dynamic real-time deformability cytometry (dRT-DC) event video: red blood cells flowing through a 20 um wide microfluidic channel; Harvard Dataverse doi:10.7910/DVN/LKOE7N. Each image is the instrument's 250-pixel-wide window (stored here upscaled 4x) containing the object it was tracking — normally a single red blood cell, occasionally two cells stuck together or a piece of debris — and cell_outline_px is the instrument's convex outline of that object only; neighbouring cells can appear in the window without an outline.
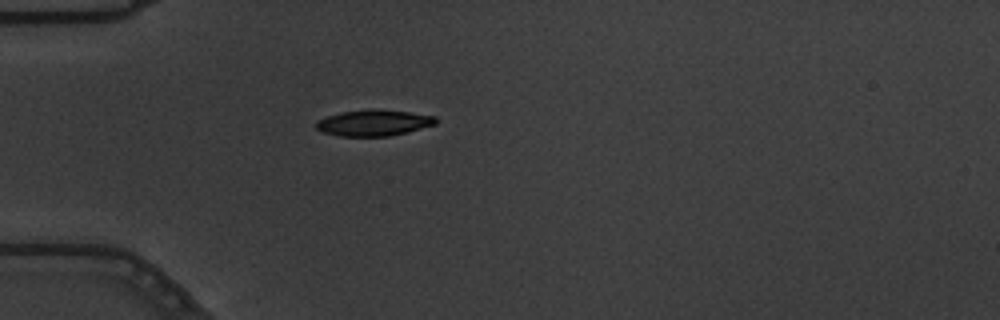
{"species": "common noctule bat (a hibernating species)", "species_latin": "Nyctalus noctula", "temperature_condition": "warm", "stored_images_in_passage": 41, "camera_frame_rate_fps": 3000, "um_per_image_px": 0.085, "animal": {"sex": "male", "body_mass_g": 19.5, "forearm_length_mm": 54.6}, "frame": {"image": 1, "passage_image": 2, "time_ms": 0.333, "image_size_px": [1000, 320], "cell_outline_px": [[436, 124], [408, 132], [388, 136], [340, 136], [324, 132], [316, 128], [316, 120], [340, 112], [408, 112], [436, 116]], "centroid_in_image_um": [31.76, 10.49], "position_along_channel_um": 53.2, "area_um2": 17.22}}
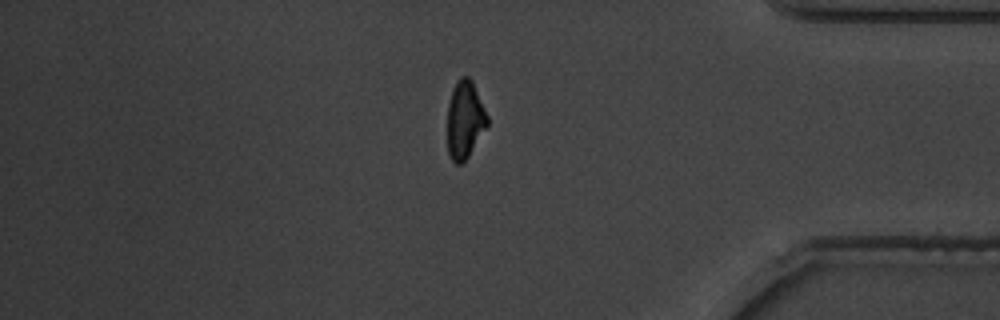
{"frame": {"image": 2, "passage_image": 33, "time_ms": 10.667, "image_size_px": [1000, 320], "cell_outline_px": [[488, 124], [468, 156], [460, 164], [456, 164], [452, 160], [448, 152], [448, 104], [452, 88], [456, 80], [460, 76], [468, 76], [472, 80], [488, 116]], "centroid_in_image_um": [39.5, 10.13], "position_along_channel_um": 395.7, "area_um2": 17.98}}
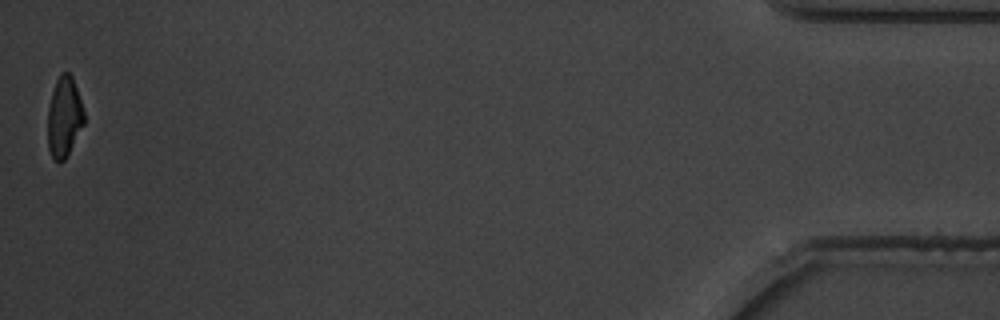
{"frame": {"image": 3, "passage_image": 41, "time_ms": 13.333, "image_size_px": [1000, 320], "cell_outline_px": [[84, 124], [64, 160], [56, 160], [52, 156], [48, 148], [48, 108], [52, 92], [56, 80], [60, 72], [68, 72], [72, 76], [84, 112]], "centroid_in_image_um": [5.45, 9.91], "position_along_channel_um": 429.8, "area_um2": 16.7}, "authors_computed_cell_mechanics": {"area_um2": 18.785, "velocity_mm_per_s": 3.6571, "shape_relaxation_time_tau1_ms": 3.2549, "shape_relaxation_time_tau2_ms": 1.7222, "deformation_change_tau1": 0.1826, "deformation_change_tau2": 0.0732}}